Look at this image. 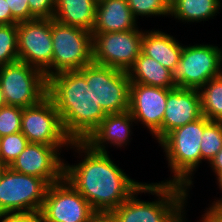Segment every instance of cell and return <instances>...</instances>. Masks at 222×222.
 I'll use <instances>...</instances> for the list:
<instances>
[{"instance_id": "obj_12", "label": "cell", "mask_w": 222, "mask_h": 222, "mask_svg": "<svg viewBox=\"0 0 222 222\" xmlns=\"http://www.w3.org/2000/svg\"><path fill=\"white\" fill-rule=\"evenodd\" d=\"M95 213L89 202L65 179L48 186L42 222H88Z\"/></svg>"}, {"instance_id": "obj_23", "label": "cell", "mask_w": 222, "mask_h": 222, "mask_svg": "<svg viewBox=\"0 0 222 222\" xmlns=\"http://www.w3.org/2000/svg\"><path fill=\"white\" fill-rule=\"evenodd\" d=\"M198 91L202 114L210 121L222 122V74L210 79Z\"/></svg>"}, {"instance_id": "obj_1", "label": "cell", "mask_w": 222, "mask_h": 222, "mask_svg": "<svg viewBox=\"0 0 222 222\" xmlns=\"http://www.w3.org/2000/svg\"><path fill=\"white\" fill-rule=\"evenodd\" d=\"M69 149L83 159L76 165L64 162V178L95 212H112L145 183L131 179L109 152L95 151L83 141H72Z\"/></svg>"}, {"instance_id": "obj_35", "label": "cell", "mask_w": 222, "mask_h": 222, "mask_svg": "<svg viewBox=\"0 0 222 222\" xmlns=\"http://www.w3.org/2000/svg\"><path fill=\"white\" fill-rule=\"evenodd\" d=\"M209 166L217 179L222 174V149L210 161Z\"/></svg>"}, {"instance_id": "obj_30", "label": "cell", "mask_w": 222, "mask_h": 222, "mask_svg": "<svg viewBox=\"0 0 222 222\" xmlns=\"http://www.w3.org/2000/svg\"><path fill=\"white\" fill-rule=\"evenodd\" d=\"M6 4L11 10L13 20L17 24L35 19L30 14L28 0H6Z\"/></svg>"}, {"instance_id": "obj_21", "label": "cell", "mask_w": 222, "mask_h": 222, "mask_svg": "<svg viewBox=\"0 0 222 222\" xmlns=\"http://www.w3.org/2000/svg\"><path fill=\"white\" fill-rule=\"evenodd\" d=\"M98 0H55L53 19L92 31Z\"/></svg>"}, {"instance_id": "obj_5", "label": "cell", "mask_w": 222, "mask_h": 222, "mask_svg": "<svg viewBox=\"0 0 222 222\" xmlns=\"http://www.w3.org/2000/svg\"><path fill=\"white\" fill-rule=\"evenodd\" d=\"M51 37L53 58L44 72L47 79L59 72L81 70L93 62L90 31L51 19Z\"/></svg>"}, {"instance_id": "obj_11", "label": "cell", "mask_w": 222, "mask_h": 222, "mask_svg": "<svg viewBox=\"0 0 222 222\" xmlns=\"http://www.w3.org/2000/svg\"><path fill=\"white\" fill-rule=\"evenodd\" d=\"M21 132L28 142L51 146H70L53 100L47 95L39 103L23 108Z\"/></svg>"}, {"instance_id": "obj_3", "label": "cell", "mask_w": 222, "mask_h": 222, "mask_svg": "<svg viewBox=\"0 0 222 222\" xmlns=\"http://www.w3.org/2000/svg\"><path fill=\"white\" fill-rule=\"evenodd\" d=\"M143 192L155 195L156 199L141 200L138 195ZM188 192L178 184L144 183L112 213L119 222H186Z\"/></svg>"}, {"instance_id": "obj_15", "label": "cell", "mask_w": 222, "mask_h": 222, "mask_svg": "<svg viewBox=\"0 0 222 222\" xmlns=\"http://www.w3.org/2000/svg\"><path fill=\"white\" fill-rule=\"evenodd\" d=\"M63 147L47 144L28 143L19 156L10 164V168L18 173L44 179L49 185L64 178V162L61 158Z\"/></svg>"}, {"instance_id": "obj_16", "label": "cell", "mask_w": 222, "mask_h": 222, "mask_svg": "<svg viewBox=\"0 0 222 222\" xmlns=\"http://www.w3.org/2000/svg\"><path fill=\"white\" fill-rule=\"evenodd\" d=\"M202 106L197 89H172L167 95L162 121V139L172 130L201 118Z\"/></svg>"}, {"instance_id": "obj_9", "label": "cell", "mask_w": 222, "mask_h": 222, "mask_svg": "<svg viewBox=\"0 0 222 222\" xmlns=\"http://www.w3.org/2000/svg\"><path fill=\"white\" fill-rule=\"evenodd\" d=\"M78 71L93 88L95 101L106 114L128 111L131 82L127 72L94 62Z\"/></svg>"}, {"instance_id": "obj_36", "label": "cell", "mask_w": 222, "mask_h": 222, "mask_svg": "<svg viewBox=\"0 0 222 222\" xmlns=\"http://www.w3.org/2000/svg\"><path fill=\"white\" fill-rule=\"evenodd\" d=\"M200 222H222V213L220 211H216L210 214H202Z\"/></svg>"}, {"instance_id": "obj_31", "label": "cell", "mask_w": 222, "mask_h": 222, "mask_svg": "<svg viewBox=\"0 0 222 222\" xmlns=\"http://www.w3.org/2000/svg\"><path fill=\"white\" fill-rule=\"evenodd\" d=\"M0 222H42L40 212L0 214Z\"/></svg>"}, {"instance_id": "obj_4", "label": "cell", "mask_w": 222, "mask_h": 222, "mask_svg": "<svg viewBox=\"0 0 222 222\" xmlns=\"http://www.w3.org/2000/svg\"><path fill=\"white\" fill-rule=\"evenodd\" d=\"M211 121L204 115L169 132L160 142L172 178L160 183H172L186 187L193 186V176L201 163L200 143L204 128Z\"/></svg>"}, {"instance_id": "obj_2", "label": "cell", "mask_w": 222, "mask_h": 222, "mask_svg": "<svg viewBox=\"0 0 222 222\" xmlns=\"http://www.w3.org/2000/svg\"><path fill=\"white\" fill-rule=\"evenodd\" d=\"M47 95L53 100L64 132L72 141H84L107 115L78 70L49 77Z\"/></svg>"}, {"instance_id": "obj_39", "label": "cell", "mask_w": 222, "mask_h": 222, "mask_svg": "<svg viewBox=\"0 0 222 222\" xmlns=\"http://www.w3.org/2000/svg\"><path fill=\"white\" fill-rule=\"evenodd\" d=\"M168 6L174 1V0H163Z\"/></svg>"}, {"instance_id": "obj_32", "label": "cell", "mask_w": 222, "mask_h": 222, "mask_svg": "<svg viewBox=\"0 0 222 222\" xmlns=\"http://www.w3.org/2000/svg\"><path fill=\"white\" fill-rule=\"evenodd\" d=\"M17 24L12 16L11 10L6 4V0H0V25Z\"/></svg>"}, {"instance_id": "obj_13", "label": "cell", "mask_w": 222, "mask_h": 222, "mask_svg": "<svg viewBox=\"0 0 222 222\" xmlns=\"http://www.w3.org/2000/svg\"><path fill=\"white\" fill-rule=\"evenodd\" d=\"M19 61L41 70L51 66L53 44L51 19H33L17 24Z\"/></svg>"}, {"instance_id": "obj_26", "label": "cell", "mask_w": 222, "mask_h": 222, "mask_svg": "<svg viewBox=\"0 0 222 222\" xmlns=\"http://www.w3.org/2000/svg\"><path fill=\"white\" fill-rule=\"evenodd\" d=\"M28 143L22 132L0 137V161L10 166Z\"/></svg>"}, {"instance_id": "obj_6", "label": "cell", "mask_w": 222, "mask_h": 222, "mask_svg": "<svg viewBox=\"0 0 222 222\" xmlns=\"http://www.w3.org/2000/svg\"><path fill=\"white\" fill-rule=\"evenodd\" d=\"M222 48L214 44L183 45L172 79L179 88L197 89L222 74Z\"/></svg>"}, {"instance_id": "obj_33", "label": "cell", "mask_w": 222, "mask_h": 222, "mask_svg": "<svg viewBox=\"0 0 222 222\" xmlns=\"http://www.w3.org/2000/svg\"><path fill=\"white\" fill-rule=\"evenodd\" d=\"M217 182L216 184L218 185L217 188H219V190H221L220 192L222 193V174L216 179ZM209 208H206L205 213L203 214H210L216 211H219L222 208V196L218 199H214V201L212 202V205L210 204V206H208Z\"/></svg>"}, {"instance_id": "obj_24", "label": "cell", "mask_w": 222, "mask_h": 222, "mask_svg": "<svg viewBox=\"0 0 222 222\" xmlns=\"http://www.w3.org/2000/svg\"><path fill=\"white\" fill-rule=\"evenodd\" d=\"M222 149V122L211 121L203 131L200 143L202 161L210 163L215 155Z\"/></svg>"}, {"instance_id": "obj_8", "label": "cell", "mask_w": 222, "mask_h": 222, "mask_svg": "<svg viewBox=\"0 0 222 222\" xmlns=\"http://www.w3.org/2000/svg\"><path fill=\"white\" fill-rule=\"evenodd\" d=\"M49 184L10 167L0 182V214L40 212Z\"/></svg>"}, {"instance_id": "obj_10", "label": "cell", "mask_w": 222, "mask_h": 222, "mask_svg": "<svg viewBox=\"0 0 222 222\" xmlns=\"http://www.w3.org/2000/svg\"><path fill=\"white\" fill-rule=\"evenodd\" d=\"M143 32L92 33L93 62L127 72L141 53Z\"/></svg>"}, {"instance_id": "obj_22", "label": "cell", "mask_w": 222, "mask_h": 222, "mask_svg": "<svg viewBox=\"0 0 222 222\" xmlns=\"http://www.w3.org/2000/svg\"><path fill=\"white\" fill-rule=\"evenodd\" d=\"M222 0H174L169 6V17L184 23H198L214 19L222 8ZM221 7V8H220Z\"/></svg>"}, {"instance_id": "obj_17", "label": "cell", "mask_w": 222, "mask_h": 222, "mask_svg": "<svg viewBox=\"0 0 222 222\" xmlns=\"http://www.w3.org/2000/svg\"><path fill=\"white\" fill-rule=\"evenodd\" d=\"M133 122L135 124L136 121L129 111L107 114L83 142L99 152H109V145L125 148L131 142L129 139L133 134Z\"/></svg>"}, {"instance_id": "obj_27", "label": "cell", "mask_w": 222, "mask_h": 222, "mask_svg": "<svg viewBox=\"0 0 222 222\" xmlns=\"http://www.w3.org/2000/svg\"><path fill=\"white\" fill-rule=\"evenodd\" d=\"M133 17L169 16V6L163 0H127Z\"/></svg>"}, {"instance_id": "obj_18", "label": "cell", "mask_w": 222, "mask_h": 222, "mask_svg": "<svg viewBox=\"0 0 222 222\" xmlns=\"http://www.w3.org/2000/svg\"><path fill=\"white\" fill-rule=\"evenodd\" d=\"M137 23L127 0H98L91 33L126 32L136 29Z\"/></svg>"}, {"instance_id": "obj_7", "label": "cell", "mask_w": 222, "mask_h": 222, "mask_svg": "<svg viewBox=\"0 0 222 222\" xmlns=\"http://www.w3.org/2000/svg\"><path fill=\"white\" fill-rule=\"evenodd\" d=\"M0 85L6 105L26 108L47 96L48 79L41 70L18 60L0 67Z\"/></svg>"}, {"instance_id": "obj_25", "label": "cell", "mask_w": 222, "mask_h": 222, "mask_svg": "<svg viewBox=\"0 0 222 222\" xmlns=\"http://www.w3.org/2000/svg\"><path fill=\"white\" fill-rule=\"evenodd\" d=\"M18 60L17 24L0 25V67Z\"/></svg>"}, {"instance_id": "obj_37", "label": "cell", "mask_w": 222, "mask_h": 222, "mask_svg": "<svg viewBox=\"0 0 222 222\" xmlns=\"http://www.w3.org/2000/svg\"><path fill=\"white\" fill-rule=\"evenodd\" d=\"M8 168H9V165L2 163L0 161V182L2 181V178Z\"/></svg>"}, {"instance_id": "obj_14", "label": "cell", "mask_w": 222, "mask_h": 222, "mask_svg": "<svg viewBox=\"0 0 222 222\" xmlns=\"http://www.w3.org/2000/svg\"><path fill=\"white\" fill-rule=\"evenodd\" d=\"M172 89L130 83L129 109L135 123L146 127L159 143L162 140V121L167 95Z\"/></svg>"}, {"instance_id": "obj_19", "label": "cell", "mask_w": 222, "mask_h": 222, "mask_svg": "<svg viewBox=\"0 0 222 222\" xmlns=\"http://www.w3.org/2000/svg\"><path fill=\"white\" fill-rule=\"evenodd\" d=\"M141 48L145 55L173 71L180 61L183 44L171 34L159 29L155 30L154 28L152 30H144Z\"/></svg>"}, {"instance_id": "obj_28", "label": "cell", "mask_w": 222, "mask_h": 222, "mask_svg": "<svg viewBox=\"0 0 222 222\" xmlns=\"http://www.w3.org/2000/svg\"><path fill=\"white\" fill-rule=\"evenodd\" d=\"M23 108L4 105L0 108V137L21 132Z\"/></svg>"}, {"instance_id": "obj_34", "label": "cell", "mask_w": 222, "mask_h": 222, "mask_svg": "<svg viewBox=\"0 0 222 222\" xmlns=\"http://www.w3.org/2000/svg\"><path fill=\"white\" fill-rule=\"evenodd\" d=\"M88 222H119L112 212H95Z\"/></svg>"}, {"instance_id": "obj_29", "label": "cell", "mask_w": 222, "mask_h": 222, "mask_svg": "<svg viewBox=\"0 0 222 222\" xmlns=\"http://www.w3.org/2000/svg\"><path fill=\"white\" fill-rule=\"evenodd\" d=\"M30 14L35 19H53L55 0H28Z\"/></svg>"}, {"instance_id": "obj_20", "label": "cell", "mask_w": 222, "mask_h": 222, "mask_svg": "<svg viewBox=\"0 0 222 222\" xmlns=\"http://www.w3.org/2000/svg\"><path fill=\"white\" fill-rule=\"evenodd\" d=\"M127 74L131 83H141L165 89L177 87L172 79V71L142 51Z\"/></svg>"}, {"instance_id": "obj_38", "label": "cell", "mask_w": 222, "mask_h": 222, "mask_svg": "<svg viewBox=\"0 0 222 222\" xmlns=\"http://www.w3.org/2000/svg\"><path fill=\"white\" fill-rule=\"evenodd\" d=\"M4 105H6V102L4 100V96H3L1 85H0V108Z\"/></svg>"}]
</instances>
